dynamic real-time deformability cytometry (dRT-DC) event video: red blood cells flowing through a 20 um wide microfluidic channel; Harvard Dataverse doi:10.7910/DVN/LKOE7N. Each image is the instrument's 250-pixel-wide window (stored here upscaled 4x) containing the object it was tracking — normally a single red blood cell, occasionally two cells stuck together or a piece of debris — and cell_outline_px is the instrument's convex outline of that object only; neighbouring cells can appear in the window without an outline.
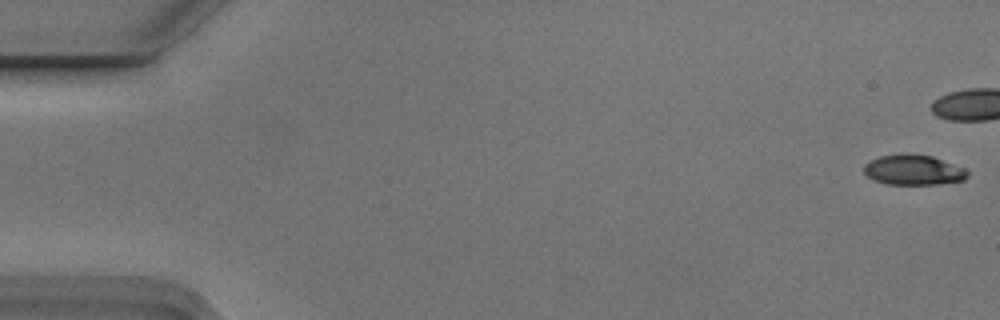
{"species": "Egyptian fruit bat (a non-hibernating species)", "species_latin": "Rousettus aegyptiacus", "temperature_condition": "cold", "stored_images_in_passage": 7, "camera_frame_rate_fps": 3000, "um_per_image_px": 0.085, "animal": {"sex": "male"}, "frame": {"image": 1, "passage_image": 1, "time_ms": 0.0, "image_size_px": [1000, 320], "cell_outline_px": [[968, 176], [964, 180], [936, 184], [888, 184], [872, 180], [864, 172], [864, 164], [868, 160], [880, 156], [900, 152], [912, 152], [932, 156], [964, 168], [968, 172]], "centroid_in_image_um": [77.59, 14.41], "position_along_channel_um": 7.4, "area_um2": 18.55}}